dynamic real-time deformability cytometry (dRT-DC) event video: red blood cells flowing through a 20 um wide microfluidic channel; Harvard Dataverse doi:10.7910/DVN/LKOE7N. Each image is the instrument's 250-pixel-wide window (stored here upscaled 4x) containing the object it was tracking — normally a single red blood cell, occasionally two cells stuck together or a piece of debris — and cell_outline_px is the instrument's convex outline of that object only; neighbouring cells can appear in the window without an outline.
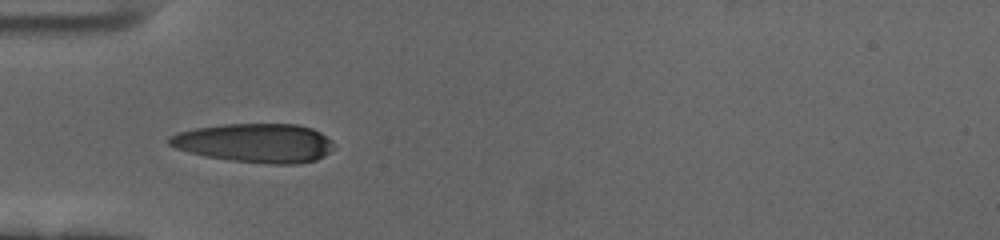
{"species": "human", "species_latin": "Homo sapiens", "temperature_condition": "cold", "stored_images_in_passage": 30, "camera_frame_rate_fps": 3000, "um_per_image_px": 0.085, "donor": {"sex": "female"}, "frame": {"image": 1, "passage_image": 1, "time_ms": 0.0, "image_size_px": [1000, 240], "cell_outline_px": [[336, 148], [324, 156], [316, 160], [296, 164], [268, 164], [228, 160], [188, 152], [176, 148], [168, 144], [168, 136], [180, 132], [196, 128], [224, 124], [296, 124], [312, 128], [320, 132], [332, 140]], "centroid_in_image_um": [21.72, 12.16], "position_along_channel_um": 63.3, "area_um2": 37.57}}
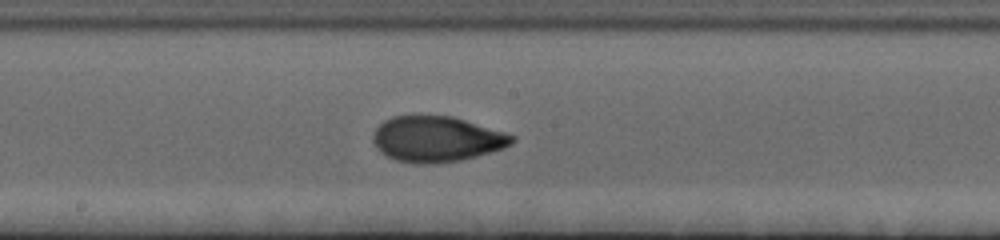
{"frame": {"image": 2, "passage_image": 14, "time_ms": 4.333, "image_size_px": [1000, 240], "cell_outline_px": [[516, 140], [512, 144], [504, 148], [476, 156], [460, 160], [432, 164], [412, 164], [396, 160], [380, 152], [376, 148], [372, 140], [372, 136], [376, 128], [384, 120], [392, 116], [452, 116], [504, 132], [516, 136]], "centroid_in_image_um": [37.1, 11.83], "position_along_channel_um": 211.1, "area_um2": 36.99}}
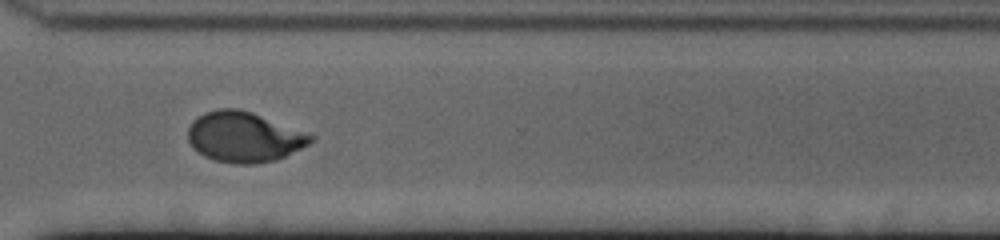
{"frame": {"image": 3, "passage_image": 26, "time_ms": 8.333, "image_size_px": [1000, 240], "cell_outline_px": [[316, 140], [276, 160], [256, 164], [236, 164], [216, 160], [204, 156], [192, 148], [188, 140], [188, 128], [192, 120], [204, 112], [220, 108], [236, 108], [252, 112], [316, 136]], "centroid_in_image_um": [20.72, 11.64], "position_along_channel_um": 349.9, "area_um2": 36.01}, "authors_computed_cell_mechanics": {"area_um2": 36.3851, "velocity_mm_per_s": 3.4666, "shape_relaxation_time_tau1_ms": 6.358, "shape_relaxation_time_tau2_ms": 1.4552, "deformation_change_tau1": 0.2201, "deformation_change_tau2": 0.0481}}